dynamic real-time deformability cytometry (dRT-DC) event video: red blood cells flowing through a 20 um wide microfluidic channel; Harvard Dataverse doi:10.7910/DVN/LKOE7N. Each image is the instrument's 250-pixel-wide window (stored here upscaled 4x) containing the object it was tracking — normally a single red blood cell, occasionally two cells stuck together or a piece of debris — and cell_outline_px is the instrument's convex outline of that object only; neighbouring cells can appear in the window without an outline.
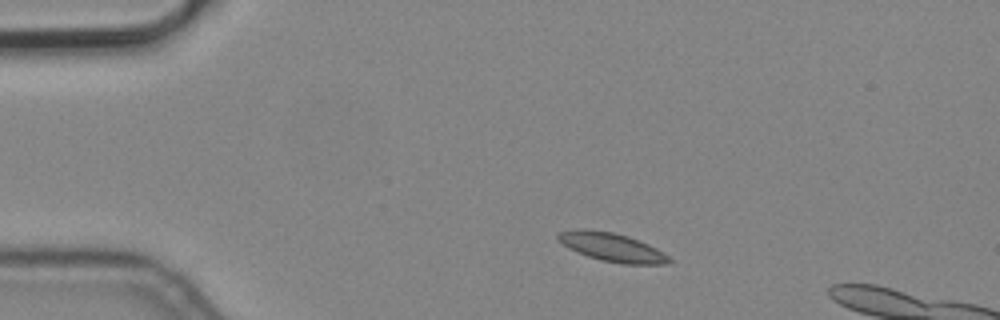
{"species": "common noctule bat (a hibernating species)", "species_latin": "Nyctalus noctula", "temperature_condition": "cold", "stored_images_in_passage": 14, "camera_frame_rate_fps": 3000, "um_per_image_px": 0.085, "animal": {"sex": "male", "body_mass_g": 19.2, "forearm_length_mm": 51.8}, "frame": {"image": 1, "passage_image": 1, "time_ms": 0.0, "image_size_px": [1000, 320], "cell_outline_px": [[672, 260], [668, 264], [624, 264], [600, 260], [588, 256], [568, 248], [556, 236], [556, 232], [572, 228], [584, 228], [612, 232], [628, 236], [648, 244], [656, 248], [668, 256]], "centroid_in_image_um": [51.98, 20.99], "position_along_channel_um": 33.0, "area_um2": 18.55}}
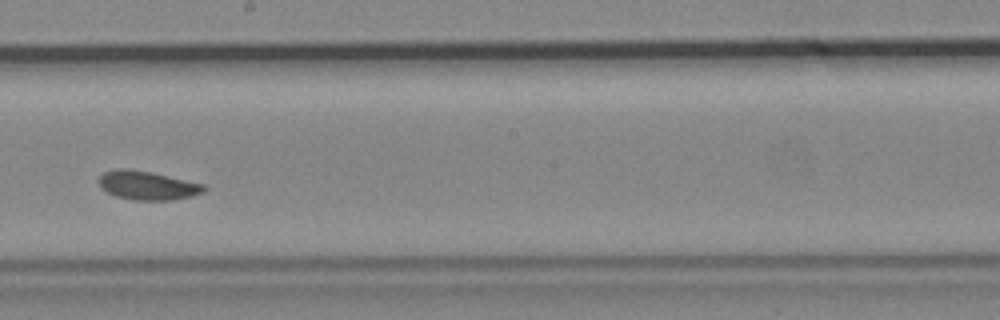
{"frame": {"image": 2, "passage_image": 7, "time_ms": 2.0, "image_size_px": [1000, 320], "cell_outline_px": [[208, 188], [204, 192], [192, 196], [172, 200], [136, 200], [116, 196], [100, 188], [96, 180], [104, 172], [116, 168], [128, 168], [152, 172], [204, 184]], "centroid_in_image_um": [12.52, 15.75], "position_along_channel_um": 235.7, "area_um2": 17.86}}
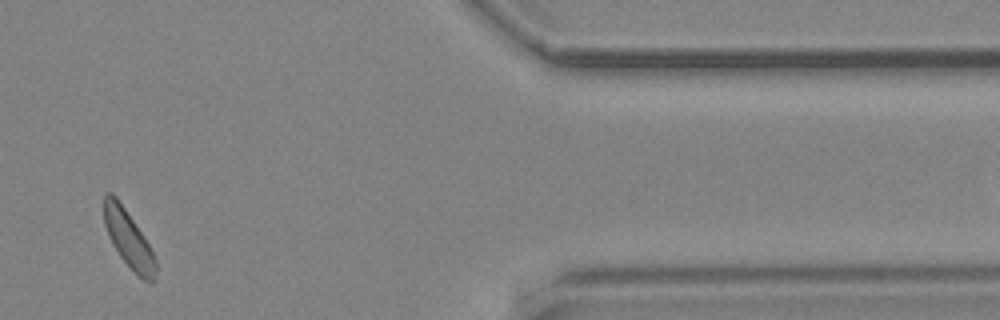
{"frame": {"image": 3, "passage_image": 11, "time_ms": 3.333, "image_size_px": [1000, 320], "cell_outline_px": [[156, 272], [152, 284], [148, 284], [120, 256], [112, 244], [108, 236], [104, 224], [104, 192], [112, 192], [116, 196], [144, 236], [156, 260]], "centroid_in_image_um": [10.91, 20.29], "position_along_channel_um": 400.5, "area_um2": 16.99}}